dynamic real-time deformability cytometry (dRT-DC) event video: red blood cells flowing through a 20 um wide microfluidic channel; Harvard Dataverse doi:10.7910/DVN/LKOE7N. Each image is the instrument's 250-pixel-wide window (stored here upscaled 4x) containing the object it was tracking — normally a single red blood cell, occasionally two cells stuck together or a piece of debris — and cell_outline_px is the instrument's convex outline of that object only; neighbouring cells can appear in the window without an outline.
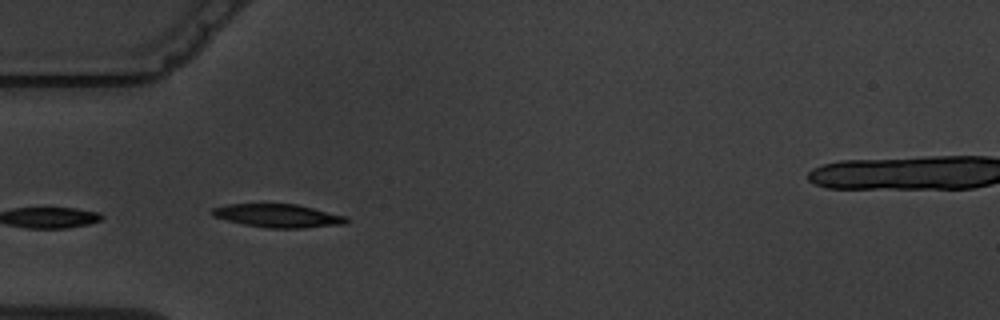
{"species": "common noctule bat (a hibernating species)", "species_latin": "Nyctalus noctula", "temperature_condition": "warm", "stored_images_in_passage": 15, "camera_frame_rate_fps": 3000, "um_per_image_px": 0.085, "animal": {"sex": "male", "body_mass_g": 19.5, "forearm_length_mm": 54.6}, "frame": {"image": 1, "passage_image": 5, "time_ms": 5.667, "image_size_px": [1000, 320], "cell_outline_px": [[348, 224], [304, 228], [268, 228], [244, 224], [212, 216], [208, 212], [212, 208], [228, 204], [296, 204], [348, 216]], "centroid_in_image_um": [23.66, 18.34], "position_along_channel_um": 61.3, "area_um2": 18.38}}
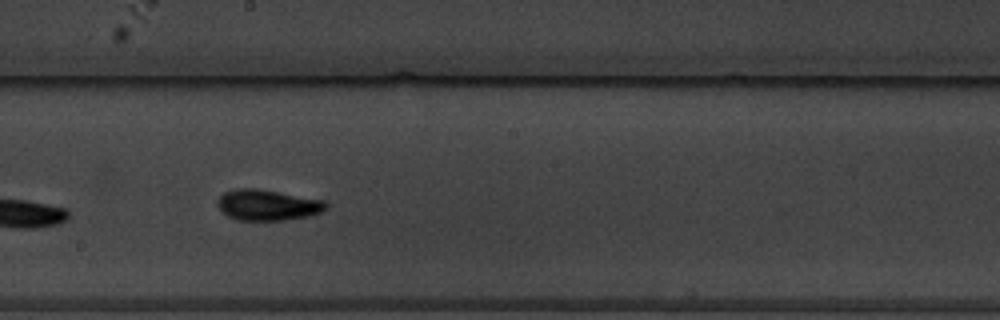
{"frame": {"image": 2, "passage_image": 9, "time_ms": 10.333, "image_size_px": [1000, 320], "cell_outline_px": [[328, 208], [324, 212], [308, 216], [284, 220], [236, 220], [220, 212], [216, 204], [216, 200], [224, 192], [236, 188], [256, 188], [324, 200], [328, 204]], "centroid_in_image_um": [22.72, 17.43], "position_along_channel_um": 225.5, "area_um2": 19.77}}